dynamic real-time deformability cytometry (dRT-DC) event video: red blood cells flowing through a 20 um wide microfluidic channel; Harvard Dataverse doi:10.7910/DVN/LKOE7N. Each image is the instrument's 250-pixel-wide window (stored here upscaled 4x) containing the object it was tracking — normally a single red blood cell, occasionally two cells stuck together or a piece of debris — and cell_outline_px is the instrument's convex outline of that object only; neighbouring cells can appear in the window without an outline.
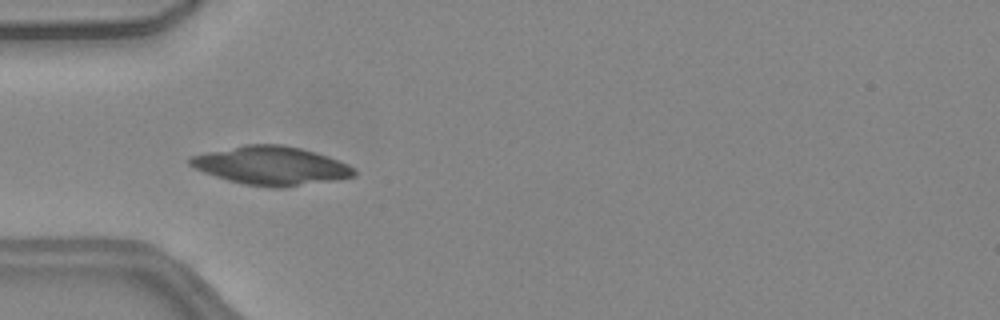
{"species": "common noctule bat (a hibernating species)", "species_latin": "Nyctalus noctula", "temperature_condition": "warm", "stored_images_in_passage": 39, "camera_frame_rate_fps": 3000, "um_per_image_px": 0.085, "animal": {"sex": "female", "body_mass_g": 24.6, "forearm_length_mm": 56.2}, "frame": {"image": 1, "passage_image": 5, "time_ms": 1.333, "image_size_px": [1000, 320], "cell_outline_px": [[356, 176], [336, 180], [284, 188], [268, 188], [244, 184], [228, 180], [204, 172], [188, 164], [188, 160], [192, 156], [208, 152], [244, 144], [280, 144], [300, 148], [328, 156], [348, 164], [356, 168]], "centroid_in_image_um": [23.09, 14.09], "position_along_channel_um": 61.9, "area_um2": 36.93}}
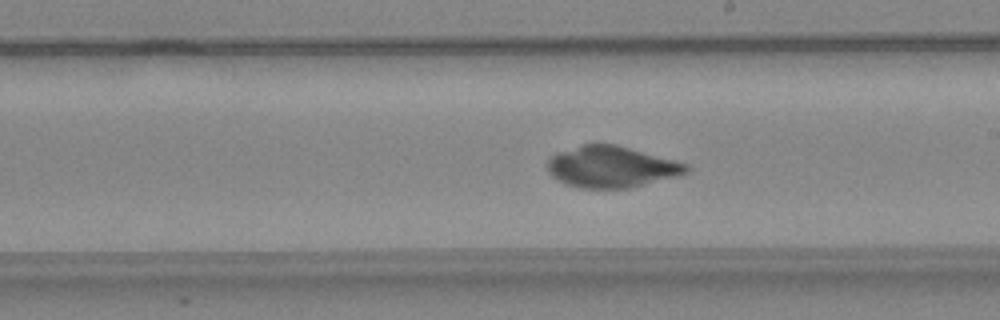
{"frame": {"image": 2, "passage_image": 18, "time_ms": 5.667, "image_size_px": [1000, 320], "cell_outline_px": [[688, 172], [676, 176], [628, 188], [576, 188], [564, 184], [556, 180], [548, 172], [548, 160], [556, 152], [584, 144], [616, 144], [688, 164]], "centroid_in_image_um": [51.91, 14.19], "position_along_channel_um": 237.1, "area_um2": 33.29}}
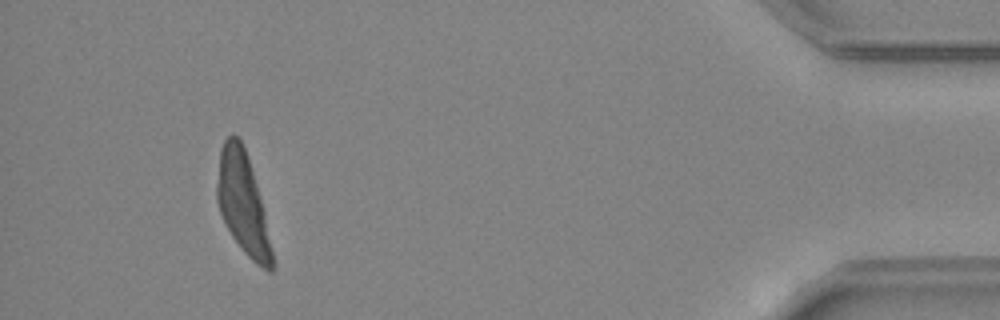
{"frame": {"image": 3, "passage_image": 36, "time_ms": 11.667, "image_size_px": [1000, 320], "cell_outline_px": [[272, 272], [268, 272], [256, 264], [244, 252], [232, 236], [220, 212], [216, 200], [216, 184], [220, 148], [224, 140], [232, 132], [240, 140], [248, 156], [264, 212], [272, 252]], "centroid_in_image_um": [20.6, 17.24], "position_along_channel_um": 414.6, "area_um2": 32.08}}